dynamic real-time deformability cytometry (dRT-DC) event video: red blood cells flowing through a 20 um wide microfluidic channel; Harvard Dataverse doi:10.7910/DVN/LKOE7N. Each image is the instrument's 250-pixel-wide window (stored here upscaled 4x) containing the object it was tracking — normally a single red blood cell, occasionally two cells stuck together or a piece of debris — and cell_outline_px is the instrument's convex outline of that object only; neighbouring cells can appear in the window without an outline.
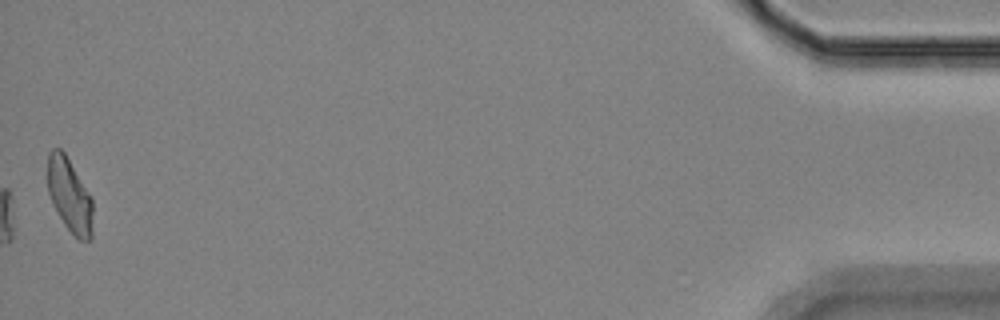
{"species": "Egyptian fruit bat (a non-hibernating species)", "species_latin": "Rousettus aegyptiacus", "temperature_condition": "room temperature", "stored_images_in_passage": 47, "camera_frame_rate_fps": 3000, "um_per_image_px": 0.085, "animal": {"sex": "female"}, "frame": {"image": 1, "passage_image": 47, "time_ms": 15.333, "image_size_px": [1000, 320], "cell_outline_px": [[92, 240], [80, 240], [64, 224], [48, 192], [48, 152], [52, 148], [60, 148], [64, 152], [92, 196]], "centroid_in_image_um": [5.93, 16.57], "position_along_channel_um": 429.3, "area_um2": 19.25}, "authors_computed_cell_mechanics": {"area_um2": 18.2648, "velocity_mm_per_s": 3.5276, "shape_relaxation_time_tau1_ms": null, "shape_relaxation_time_tau2_ms": 4.2202, "deformation_change_tau1": null, "deformation_change_tau2": 0.0898}}